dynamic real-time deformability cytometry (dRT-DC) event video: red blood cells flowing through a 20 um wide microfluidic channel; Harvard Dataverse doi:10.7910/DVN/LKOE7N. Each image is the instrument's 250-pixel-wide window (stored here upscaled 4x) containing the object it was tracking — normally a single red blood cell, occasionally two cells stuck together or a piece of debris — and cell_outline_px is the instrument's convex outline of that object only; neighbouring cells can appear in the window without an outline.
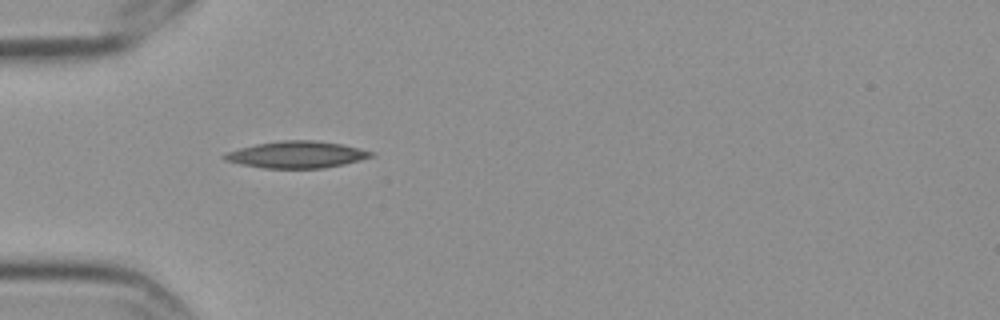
{"species": "Egyptian fruit bat (a non-hibernating species)", "species_latin": "Rousettus aegyptiacus", "temperature_condition": "cold", "stored_images_in_passage": 2, "camera_frame_rate_fps": 3000, "um_per_image_px": 0.085, "frame": {"image": 1, "passage_image": 1, "time_ms": 0.0, "image_size_px": [1000, 320], "cell_outline_px": [[376, 156], [344, 164], [324, 168], [264, 168], [240, 164], [224, 160], [220, 156], [228, 152], [240, 148], [256, 144], [280, 140], [312, 140], [340, 144], [372, 152]], "centroid_in_image_um": [25.19, 13.15], "position_along_channel_um": 59.8, "area_um2": 22.72}}
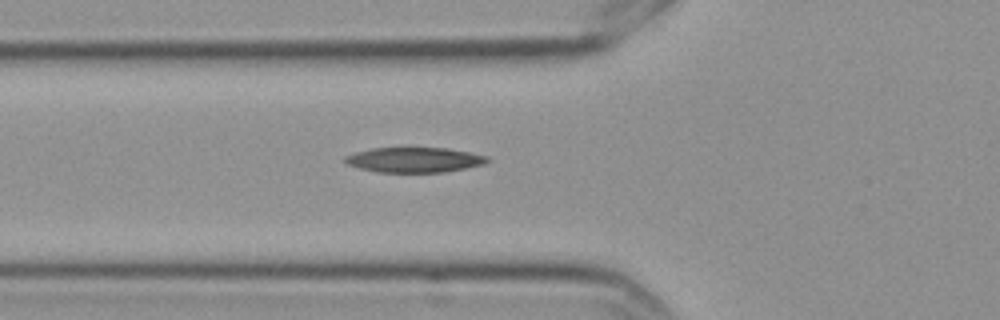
{"frame": {"image": 2, "passage_image": 2, "time_ms": 0.333, "image_size_px": [1000, 320], "cell_outline_px": [[492, 160], [484, 164], [444, 172], [376, 172], [360, 168], [348, 164], [344, 160], [344, 156], [356, 152], [372, 148], [448, 148], [488, 156]], "centroid_in_image_um": [35.23, 13.58], "position_along_channel_um": 90.6, "area_um2": 20.69}}